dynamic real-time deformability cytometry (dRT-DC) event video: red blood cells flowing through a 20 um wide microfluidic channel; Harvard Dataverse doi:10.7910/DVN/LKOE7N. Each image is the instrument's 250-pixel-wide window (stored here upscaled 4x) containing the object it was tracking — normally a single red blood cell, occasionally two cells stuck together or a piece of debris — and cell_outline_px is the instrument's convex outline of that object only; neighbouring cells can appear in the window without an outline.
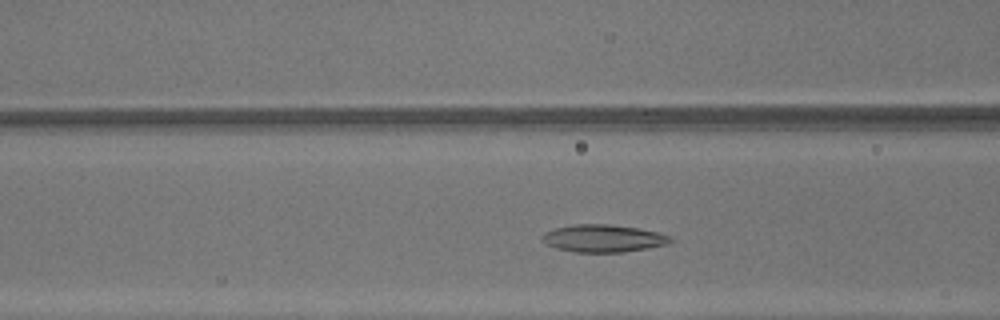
{"species": "common noctule bat (a hibernating species)", "species_latin": "Nyctalus noctula", "temperature_condition": "warm", "stored_images_in_passage": 25, "camera_frame_rate_fps": 3000, "um_per_image_px": 0.085, "animal": {"sex": "male", "body_mass_g": 13.3}, "frame": {"image": 1, "passage_image": 6, "time_ms": 1.667, "image_size_px": [1000, 320], "cell_outline_px": [[672, 240], [668, 244], [648, 248], [624, 252], [576, 252], [556, 248], [540, 240], [540, 236], [544, 232], [556, 228], [572, 224], [608, 224], [636, 228], [660, 232], [672, 236]], "centroid_in_image_um": [51.28, 20.26], "position_along_channel_um": 115.3, "area_um2": 20.63}}
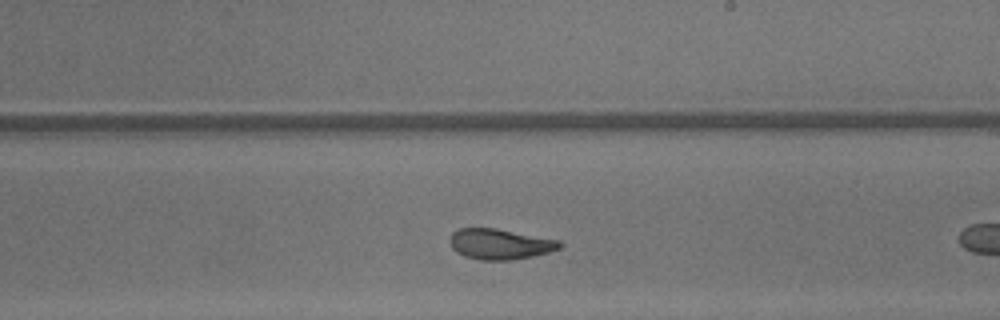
{"frame": {"image": 2, "passage_image": 15, "time_ms": 4.667, "image_size_px": [1000, 320], "cell_outline_px": [[560, 248], [548, 252], [532, 256], [512, 260], [480, 260], [464, 256], [456, 252], [452, 248], [448, 240], [452, 232], [456, 228], [496, 228], [556, 240], [560, 244]], "centroid_in_image_um": [42.39, 20.74], "position_along_channel_um": 246.6, "area_um2": 19.42}}
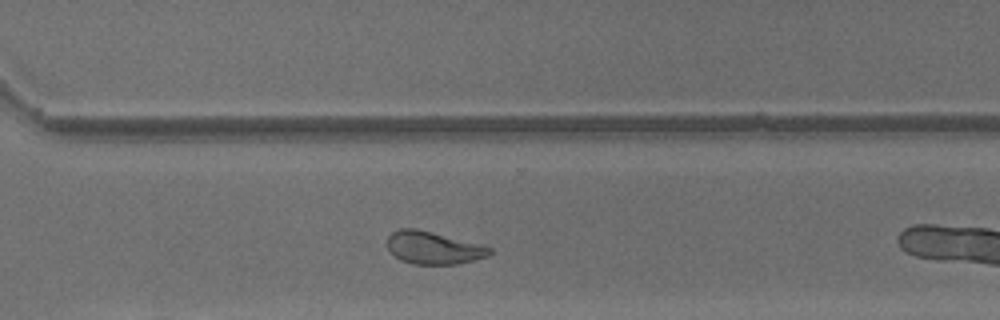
{"frame": {"image": 3, "passage_image": 21, "time_ms": 6.667, "image_size_px": [1000, 320], "cell_outline_px": [[492, 252], [488, 256], [456, 264], [412, 264], [400, 260], [388, 248], [388, 236], [392, 232], [400, 228], [416, 228], [480, 244], [492, 248]], "centroid_in_image_um": [36.83, 21.06], "position_along_channel_um": 333.8, "area_um2": 19.25}}